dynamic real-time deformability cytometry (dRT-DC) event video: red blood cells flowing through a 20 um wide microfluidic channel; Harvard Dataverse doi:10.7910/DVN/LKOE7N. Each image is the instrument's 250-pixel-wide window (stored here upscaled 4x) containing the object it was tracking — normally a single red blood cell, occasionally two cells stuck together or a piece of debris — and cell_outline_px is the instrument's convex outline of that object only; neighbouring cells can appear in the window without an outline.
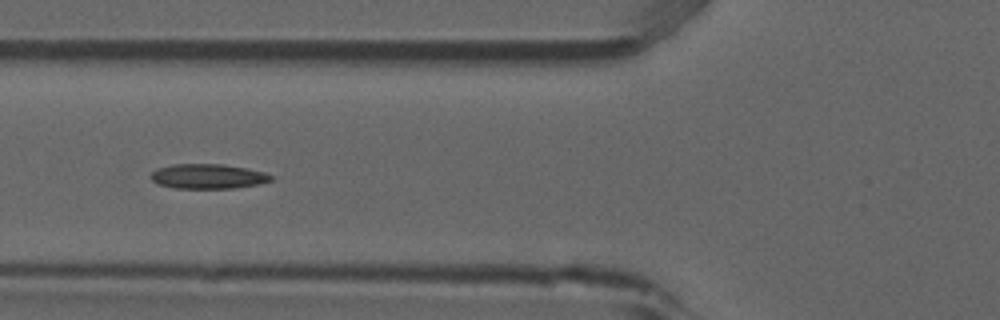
{"species": "common noctule bat (a hibernating species)", "species_latin": "Nyctalus noctula", "temperature_condition": "room temperature", "stored_images_in_passage": 7, "camera_frame_rate_fps": 3000, "um_per_image_px": 0.085, "animal": {"sex": "male", "forearm_length_mm": 52.5}, "frame": {"image": 1, "passage_image": 6, "time_ms": 1.667, "image_size_px": [1000, 320], "cell_outline_px": [[276, 176], [272, 180], [260, 184], [236, 188], [172, 188], [156, 184], [148, 176], [156, 168], [172, 164], [224, 164], [248, 168], [264, 172]], "centroid_in_image_um": [17.67, 14.99], "position_along_channel_um": 108.1, "area_um2": 17.74}}
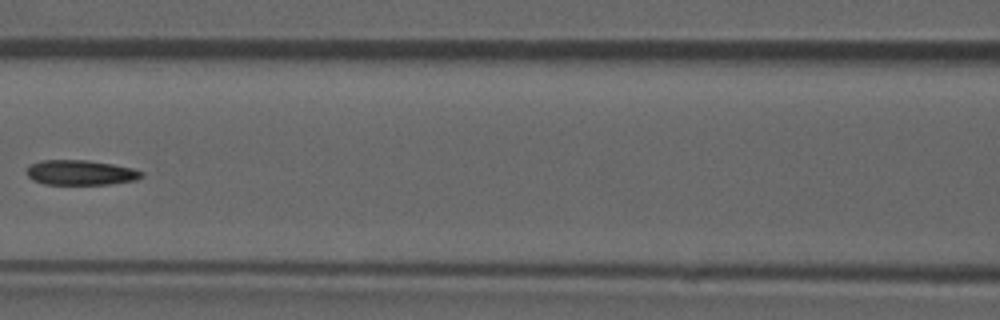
{"frame": {"image": 2, "passage_image": 7, "time_ms": 2.0, "image_size_px": [1000, 320], "cell_outline_px": [[144, 176], [136, 180], [108, 184], [44, 184], [32, 180], [28, 176], [28, 164], [40, 160], [88, 160], [112, 164], [132, 168], [144, 172]], "centroid_in_image_um": [6.85, 14.66], "position_along_channel_um": 159.8, "area_um2": 16.76}}